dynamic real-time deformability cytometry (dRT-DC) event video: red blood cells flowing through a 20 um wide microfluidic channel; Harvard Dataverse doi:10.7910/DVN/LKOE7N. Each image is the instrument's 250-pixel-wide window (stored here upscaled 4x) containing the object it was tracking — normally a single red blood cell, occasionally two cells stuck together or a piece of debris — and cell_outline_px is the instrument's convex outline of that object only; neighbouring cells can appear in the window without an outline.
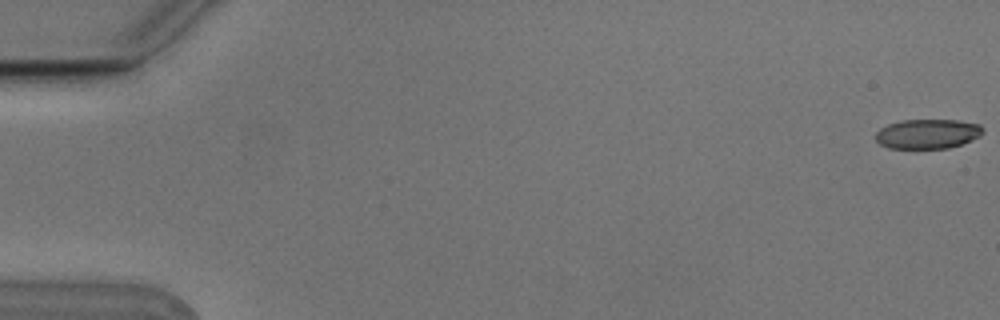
{"species": "Egyptian fruit bat (a non-hibernating species)", "species_latin": "Rousettus aegyptiacus", "temperature_condition": "cold", "stored_images_in_passage": 7, "camera_frame_rate_fps": 3000, "um_per_image_px": 0.085, "animal": {"sex": "male"}, "frame": {"image": 1, "passage_image": 1, "time_ms": 0.0, "image_size_px": [1000, 320], "cell_outline_px": [[984, 132], [980, 136], [972, 140], [948, 148], [888, 148], [880, 144], [876, 140], [876, 132], [880, 128], [888, 124], [900, 120], [956, 120], [980, 124], [984, 128]], "centroid_in_image_um": [78.85, 11.37], "position_along_channel_um": 6.1, "area_um2": 18.55}}